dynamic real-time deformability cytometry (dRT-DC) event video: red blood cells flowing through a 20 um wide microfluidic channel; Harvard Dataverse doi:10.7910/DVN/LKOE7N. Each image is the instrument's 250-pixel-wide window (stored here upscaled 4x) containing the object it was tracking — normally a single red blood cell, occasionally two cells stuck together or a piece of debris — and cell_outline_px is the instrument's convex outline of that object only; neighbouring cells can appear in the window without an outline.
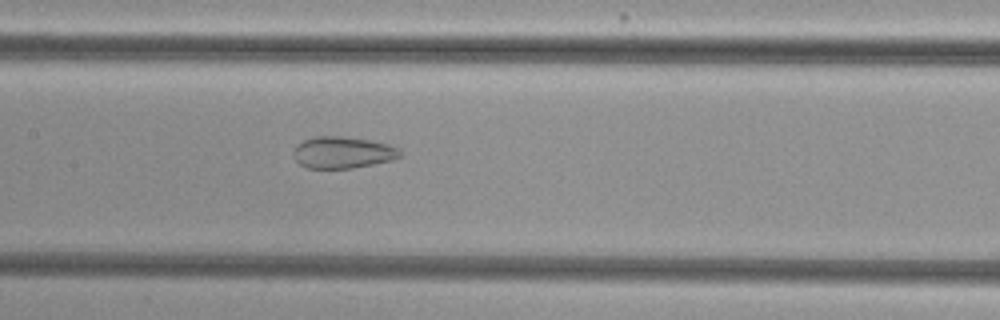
{"species": "common noctule bat (a hibernating species)", "species_latin": "Nyctalus noctula", "temperature_condition": "cold", "stored_images_in_passage": 43, "camera_frame_rate_fps": 3000, "um_per_image_px": 0.085, "animal": {"sex": "female", "body_mass_g": 29.2, "forearm_length_mm": 56.3}, "frame": {"image": 1, "passage_image": 16, "time_ms": 5.0, "image_size_px": [1000, 320], "cell_outline_px": [[400, 156], [392, 160], [352, 168], [308, 168], [300, 164], [296, 160], [292, 152], [296, 144], [304, 140], [316, 136], [340, 136], [372, 140], [388, 144], [400, 148]], "centroid_in_image_um": [29.12, 12.95], "position_along_channel_um": 178.3, "area_um2": 19.71}}
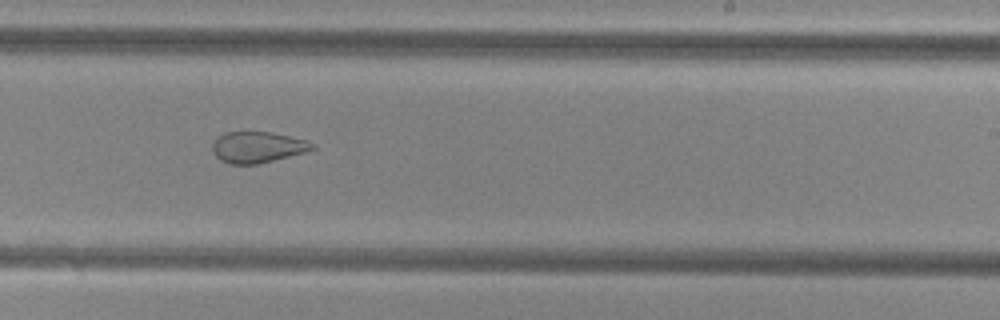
{"frame": {"image": 2, "passage_image": 23, "time_ms": 7.333, "image_size_px": [1000, 320], "cell_outline_px": [[316, 148], [304, 152], [256, 164], [228, 164], [220, 160], [212, 152], [212, 144], [224, 132], [272, 132], [308, 140], [316, 144]], "centroid_in_image_um": [21.9, 12.5], "position_along_channel_um": 267.1, "area_um2": 18.03}}
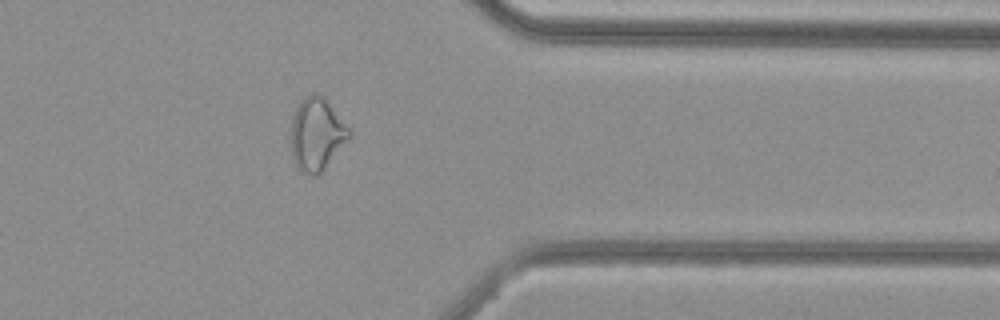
{"frame": {"image": 3, "passage_image": 33, "time_ms": 10.667, "image_size_px": [1000, 320], "cell_outline_px": [[352, 136], [324, 168], [316, 176], [312, 176], [304, 172], [296, 164], [292, 156], [292, 116], [300, 100], [304, 96], [312, 92], [316, 92], [324, 96], [352, 132]], "centroid_in_image_um": [26.93, 11.36], "position_along_channel_um": 384.5, "area_um2": 24.51}, "authors_computed_cell_mechanics": {"area_um2": 24.276, "velocity_mm_per_s": 3.8164, "shape_relaxation_time_tau1_ms": null, "shape_relaxation_time_tau2_ms": 1.7026, "deformation_change_tau1": null, "deformation_change_tau2": 0.0893}}